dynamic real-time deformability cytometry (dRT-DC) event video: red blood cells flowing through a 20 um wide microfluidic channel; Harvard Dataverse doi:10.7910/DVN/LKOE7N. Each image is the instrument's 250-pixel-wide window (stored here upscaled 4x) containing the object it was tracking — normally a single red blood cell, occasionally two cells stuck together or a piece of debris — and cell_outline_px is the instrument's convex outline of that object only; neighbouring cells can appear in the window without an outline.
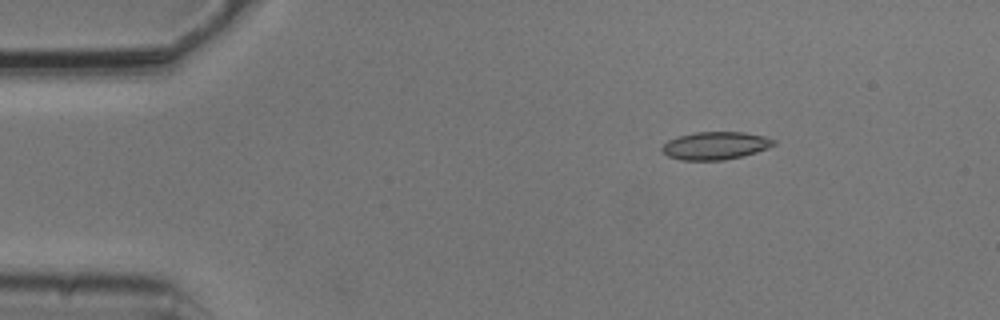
{"species": "common noctule bat (a hibernating species)", "species_latin": "Nyctalus noctula", "temperature_condition": "cold", "stored_images_in_passage": 5, "camera_frame_rate_fps": 3000, "um_per_image_px": 0.085, "animal": {"sex": "male", "body_mass_g": 20.5, "forearm_length_mm": 52.5}, "frame": {"image": 1, "passage_image": 3, "time_ms": 0.667, "image_size_px": [1000, 320], "cell_outline_px": [[776, 144], [768, 148], [756, 152], [724, 160], [680, 160], [668, 156], [660, 148], [668, 140], [676, 136], [696, 132], [744, 132], [764, 136], [776, 140]], "centroid_in_image_um": [60.8, 12.37], "position_along_channel_um": 24.2, "area_um2": 18.09}}